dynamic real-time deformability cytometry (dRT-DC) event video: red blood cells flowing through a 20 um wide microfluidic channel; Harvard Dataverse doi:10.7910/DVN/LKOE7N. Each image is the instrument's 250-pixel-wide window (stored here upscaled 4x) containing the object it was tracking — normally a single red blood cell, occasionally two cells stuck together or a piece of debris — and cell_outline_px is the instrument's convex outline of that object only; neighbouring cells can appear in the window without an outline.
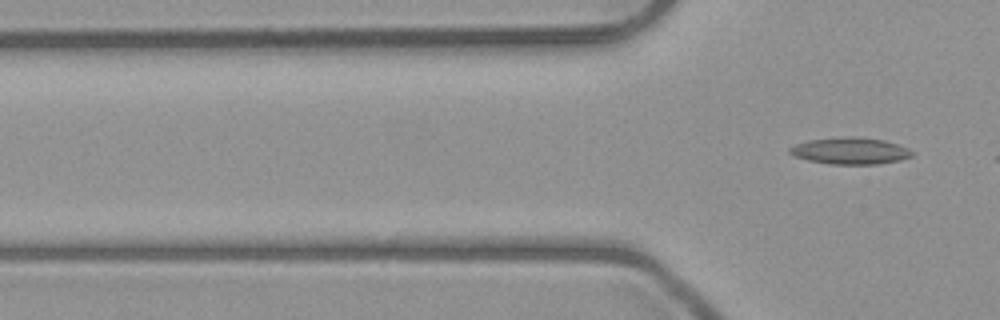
{"species": "common noctule bat (a hibernating species)", "species_latin": "Nyctalus noctula", "temperature_condition": "room temperature", "stored_images_in_passage": 3, "segment_of_instrument_passage": [2, 2], "camera_frame_rate_fps": 3000, "um_per_image_px": 0.085, "animal": {"sex": "male", "body_mass_g": 23.1, "forearm_length_mm": 52.7}, "frame": {"image": 1, "passage_image": 3, "time_ms": 3.333, "image_size_px": [1000, 320], "cell_outline_px": [[912, 156], [900, 160], [880, 164], [828, 164], [808, 160], [796, 156], [788, 152], [788, 148], [796, 144], [808, 140], [840, 136], [860, 136], [884, 140], [908, 148], [912, 152]], "centroid_in_image_um": [72.25, 12.81], "position_along_channel_um": 53.5, "area_um2": 19.19}}